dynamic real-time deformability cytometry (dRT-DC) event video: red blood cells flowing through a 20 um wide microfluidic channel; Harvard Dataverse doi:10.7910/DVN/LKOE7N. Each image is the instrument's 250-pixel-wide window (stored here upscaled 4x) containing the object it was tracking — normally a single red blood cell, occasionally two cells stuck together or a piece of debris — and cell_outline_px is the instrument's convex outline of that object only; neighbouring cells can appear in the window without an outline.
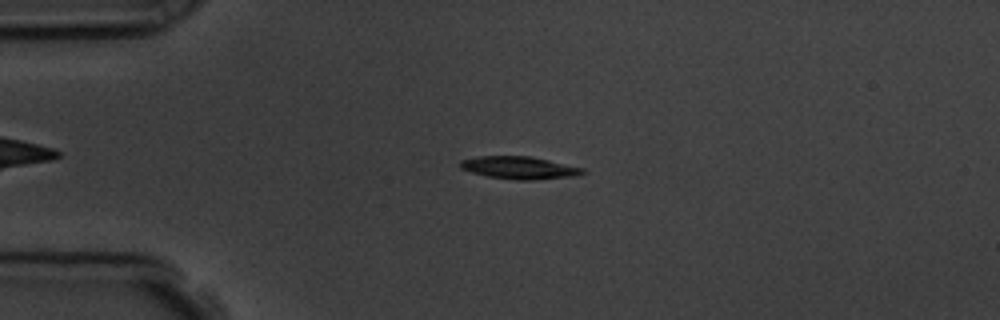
{"species": "common noctule bat (a hibernating species)", "species_latin": "Nyctalus noctula", "temperature_condition": "room temperature", "stored_images_in_passage": 14, "camera_frame_rate_fps": 3000, "um_per_image_px": 0.085, "animal": {"sex": "male", "body_mass_g": 19.5, "forearm_length_mm": 54.6}, "frame": {"image": 1, "passage_image": 3, "time_ms": 2.333, "image_size_px": [1000, 320], "cell_outline_px": [[588, 172], [576, 176], [532, 180], [516, 180], [488, 176], [472, 172], [460, 168], [460, 160], [476, 156], [532, 156], [584, 168]], "centroid_in_image_um": [44.18, 14.25], "position_along_channel_um": 40.8, "area_um2": 16.18}}